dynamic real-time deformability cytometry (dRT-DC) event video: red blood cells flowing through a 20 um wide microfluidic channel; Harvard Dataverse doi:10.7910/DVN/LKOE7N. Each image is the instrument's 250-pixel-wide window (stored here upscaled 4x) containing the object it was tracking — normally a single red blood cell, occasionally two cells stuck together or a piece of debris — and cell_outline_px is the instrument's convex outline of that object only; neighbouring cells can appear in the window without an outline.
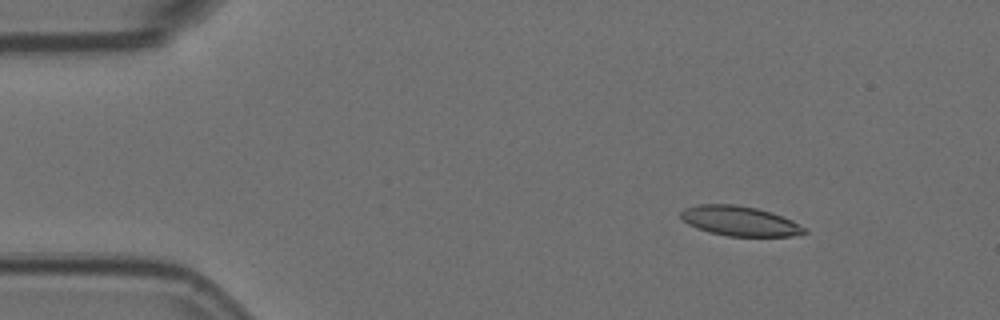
{"species": "Egyptian fruit bat (a non-hibernating species)", "species_latin": "Rousettus aegyptiacus", "temperature_condition": "room temperature", "stored_images_in_passage": 6, "camera_frame_rate_fps": 3000, "um_per_image_px": 0.085, "animal": {"sex": "female"}, "frame": {"image": 1, "passage_image": 2, "time_ms": 0.333, "image_size_px": [1000, 320], "cell_outline_px": [[808, 232], [792, 236], [728, 236], [708, 232], [696, 228], [688, 224], [680, 216], [680, 212], [684, 208], [696, 204], [736, 204], [756, 208], [772, 212], [792, 220], [804, 228]], "centroid_in_image_um": [62.84, 18.78], "position_along_channel_um": 22.2, "area_um2": 21.5}}
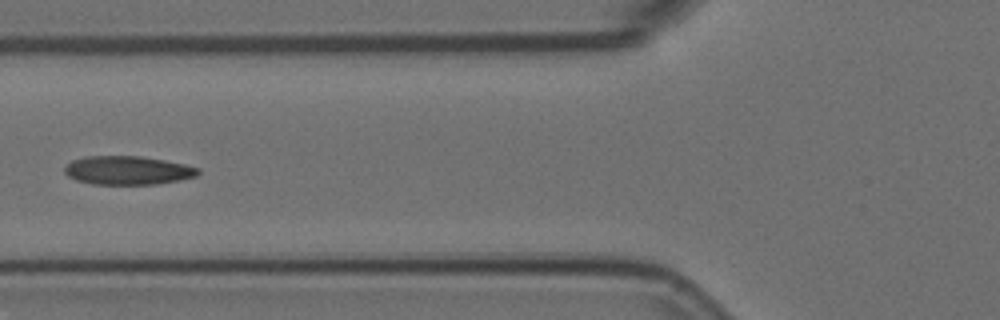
{"frame": {"image": 2, "passage_image": 6, "time_ms": 1.667, "image_size_px": [1000, 320], "cell_outline_px": [[200, 172], [196, 176], [180, 180], [156, 184], [92, 184], [76, 180], [68, 176], [64, 172], [64, 168], [72, 160], [84, 156], [140, 156], [164, 160], [184, 164], [200, 168]], "centroid_in_image_um": [10.85, 14.48], "position_along_channel_um": 114.9, "area_um2": 22.31}}